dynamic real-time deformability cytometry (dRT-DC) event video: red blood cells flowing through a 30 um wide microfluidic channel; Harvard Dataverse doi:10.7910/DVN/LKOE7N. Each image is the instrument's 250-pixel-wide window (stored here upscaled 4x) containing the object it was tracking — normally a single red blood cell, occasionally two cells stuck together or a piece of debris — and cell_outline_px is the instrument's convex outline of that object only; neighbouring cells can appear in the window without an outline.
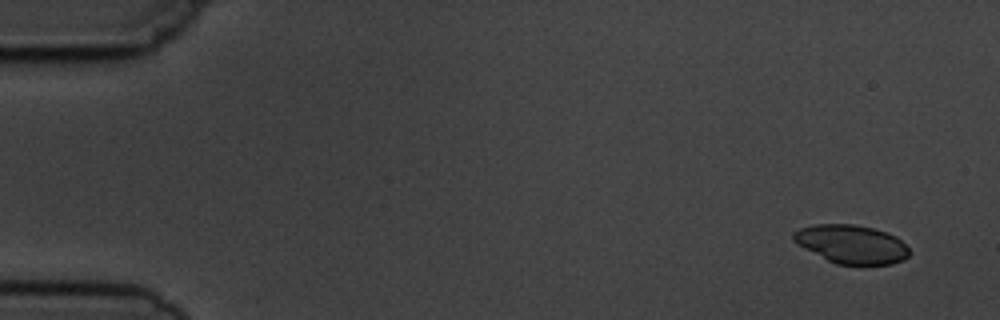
{"species": "common noctule bat (a hibernating species)", "species_latin": "Nyctalus noctula", "temperature_condition": "cold", "stored_images_in_passage": 6, "camera_frame_rate_fps": 3000, "um_per_image_px": 0.085, "animal": {"sex": "male", "body_mass_g": 19.5, "forearm_length_mm": 54.6}, "frame": {"image": 1, "passage_image": 1, "time_ms": 0.0, "image_size_px": [1000, 320], "cell_outline_px": [[908, 256], [904, 260], [892, 264], [836, 264], [796, 244], [792, 240], [792, 232], [800, 228], [816, 224], [852, 224], [872, 228], [896, 236], [908, 248]], "centroid_in_image_um": [72.34, 20.75], "position_along_channel_um": 12.7, "area_um2": 25.84}}